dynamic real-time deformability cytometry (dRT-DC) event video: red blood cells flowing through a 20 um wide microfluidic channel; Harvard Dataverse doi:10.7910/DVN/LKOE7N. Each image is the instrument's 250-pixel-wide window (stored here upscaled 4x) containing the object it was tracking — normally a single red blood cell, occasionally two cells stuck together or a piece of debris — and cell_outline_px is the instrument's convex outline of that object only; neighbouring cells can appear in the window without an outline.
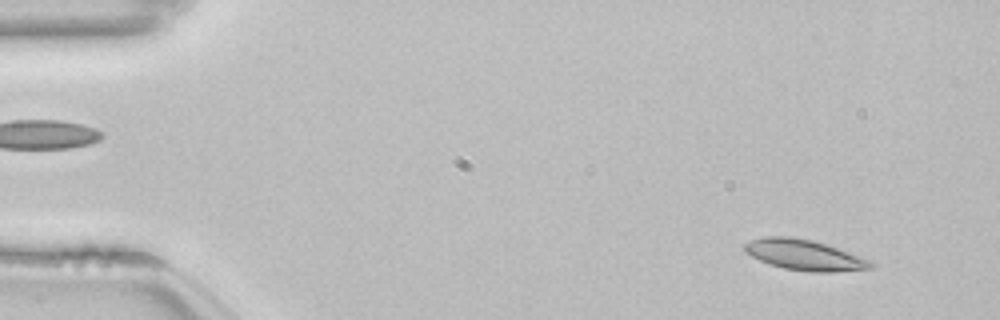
{"species": "common noctule bat (a hibernating species)", "species_latin": "Nyctalus noctula", "temperature_condition": "room temperature", "stored_images_in_passage": 53, "camera_frame_rate_fps": 3000, "um_per_image_px": 0.085, "animal": {"sex": "female", "body_mass_g": 22.7, "forearm_length_mm": 54.2}, "frame": {"image": 1, "passage_image": 4, "time_ms": 1.0, "image_size_px": [1000, 320], "cell_outline_px": [[876, 264], [872, 268], [832, 272], [812, 272], [784, 268], [768, 264], [744, 252], [744, 244], [752, 240], [764, 236], [792, 236], [812, 240], [828, 244], [872, 260]], "centroid_in_image_um": [68.41, 21.66], "position_along_channel_um": 16.6, "area_um2": 22.72}}
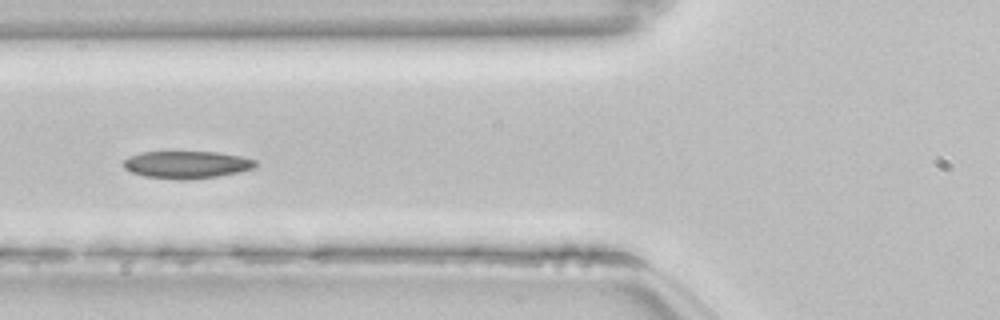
{"frame": {"image": 2, "passage_image": 20, "time_ms": 6.333, "image_size_px": [1000, 320], "cell_outline_px": [[260, 164], [256, 168], [240, 172], [216, 176], [144, 176], [132, 172], [124, 168], [124, 160], [128, 156], [140, 152], [216, 152], [240, 156], [256, 160]], "centroid_in_image_um": [15.93, 13.93], "position_along_channel_um": 109.9, "area_um2": 20.06}}
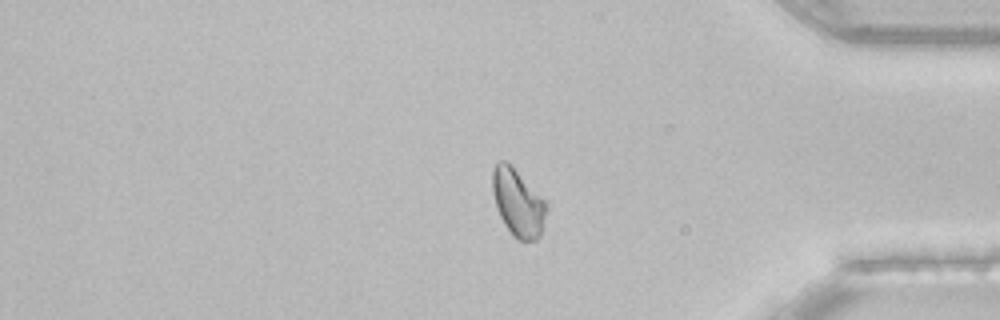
{"frame": {"image": 3, "passage_image": 44, "time_ms": 14.333, "image_size_px": [1000, 320], "cell_outline_px": [[548, 208], [540, 236], [536, 240], [524, 244], [512, 236], [504, 224], [496, 208], [492, 192], [492, 168], [496, 160], [508, 160], [548, 204]], "centroid_in_image_um": [44.01, 17.23], "position_along_channel_um": 391.2, "area_um2": 21.85}, "authors_computed_cell_mechanics": {"area_um2": 21.7328, "velocity_mm_per_s": 3.8189, "shape_relaxation_time_tau1_ms": 4.6819, "shape_relaxation_time_tau2_ms": 3.2073, "deformation_change_tau1": 0.1262, "deformation_change_tau2": 0.0671}}